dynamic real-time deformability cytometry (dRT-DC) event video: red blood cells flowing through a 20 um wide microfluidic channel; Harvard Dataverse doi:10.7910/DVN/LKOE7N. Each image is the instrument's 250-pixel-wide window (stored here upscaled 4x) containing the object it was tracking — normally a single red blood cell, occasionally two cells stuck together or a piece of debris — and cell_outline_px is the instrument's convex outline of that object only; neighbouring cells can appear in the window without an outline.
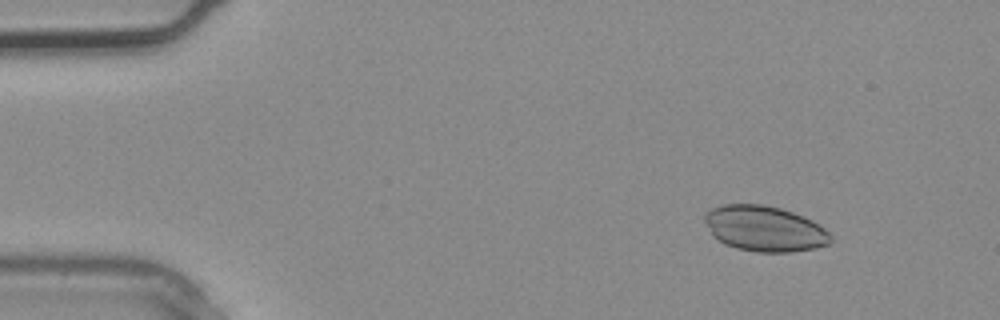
{"species": "common noctule bat (a hibernating species)", "species_latin": "Nyctalus noctula", "temperature_condition": "warm", "stored_images_in_passage": 3, "camera_frame_rate_fps": 3000, "um_per_image_px": 0.085, "animal": {"sex": "male", "body_mass_g": 20.4}, "frame": {"image": 1, "passage_image": 3, "time_ms": 0.667, "image_size_px": [1000, 320], "cell_outline_px": [[832, 240], [828, 244], [816, 248], [792, 252], [756, 252], [736, 248], [724, 244], [712, 236], [704, 220], [704, 216], [712, 208], [724, 204], [760, 204], [780, 208], [804, 216], [820, 224], [832, 236]], "centroid_in_image_um": [65.0, 19.44], "position_along_channel_um": 20.0, "area_um2": 33.58}}